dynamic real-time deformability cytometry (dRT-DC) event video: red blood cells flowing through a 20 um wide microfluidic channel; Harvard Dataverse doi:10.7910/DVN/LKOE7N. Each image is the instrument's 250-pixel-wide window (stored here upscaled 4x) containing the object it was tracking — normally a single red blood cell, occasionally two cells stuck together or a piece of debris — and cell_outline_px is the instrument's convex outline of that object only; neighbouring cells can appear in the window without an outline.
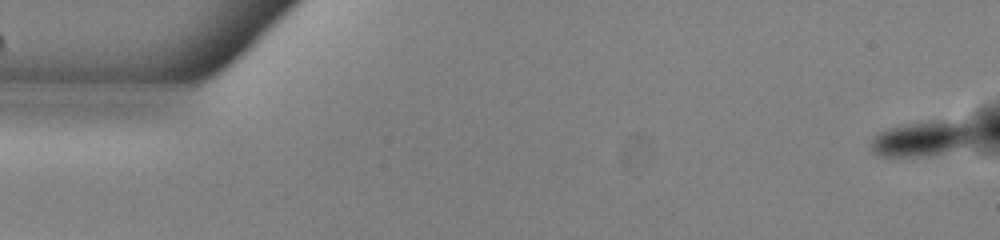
{"species": "common noctule bat (a hibernating species)", "species_latin": "Nyctalus noctula", "temperature_condition": "warm", "stored_images_in_passage": 26, "camera_frame_rate_fps": 3000, "um_per_image_px": 0.085, "animal": {"sex": "male", "body_mass_g": 13.0, "forearm_length_mm": 53.1}, "frame": {"image": 1, "passage_image": 1, "time_ms": 0.0, "image_size_px": [1000, 240], "cell_outline_px": [[984, 140], [976, 144], [944, 152], [920, 156], [880, 156], [872, 148], [872, 140], [880, 132], [888, 128], [900, 124], [928, 120], [956, 120], [976, 124], [984, 128]], "centroid_in_image_um": [78.78, 11.72], "position_along_channel_um": 6.2, "area_um2": 22.83}}
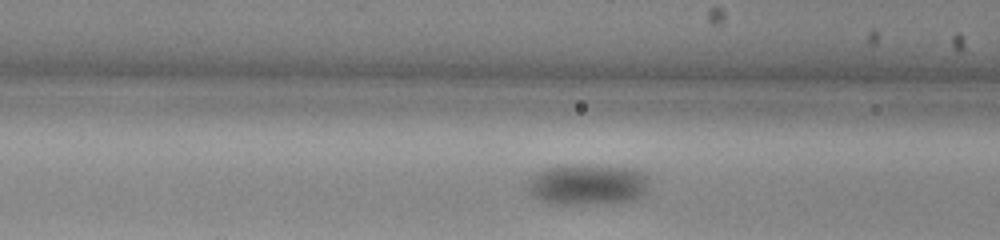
{"frame": {"image": 2, "passage_image": 21, "time_ms": 6.667, "image_size_px": [1000, 240], "cell_outline_px": [[648, 188], [644, 196], [636, 200], [612, 204], [548, 204], [536, 200], [532, 196], [528, 188], [528, 176], [536, 172], [548, 168], [572, 164], [592, 164], [636, 168], [644, 172], [648, 176]], "centroid_in_image_um": [49.97, 15.69], "position_along_channel_um": 116.6, "area_um2": 30.23}}
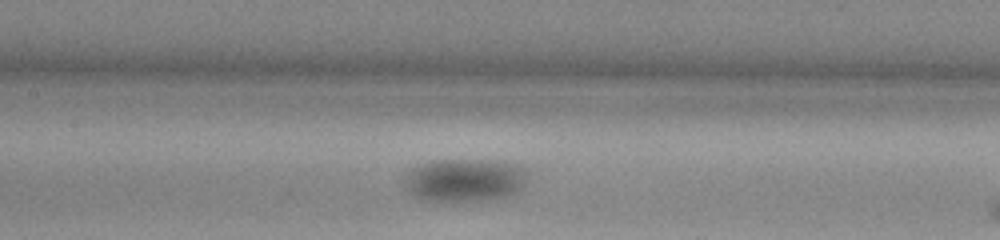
{"frame": {"image": 3, "passage_image": 25, "time_ms": 8.0, "image_size_px": [1000, 240], "cell_outline_px": [[524, 184], [512, 196], [496, 200], [444, 204], [420, 200], [412, 196], [408, 192], [404, 184], [408, 172], [412, 168], [420, 164], [436, 160], [496, 160], [516, 164], [524, 168]], "centroid_in_image_um": [39.45, 15.37], "position_along_channel_um": 167.9, "area_um2": 32.02}}